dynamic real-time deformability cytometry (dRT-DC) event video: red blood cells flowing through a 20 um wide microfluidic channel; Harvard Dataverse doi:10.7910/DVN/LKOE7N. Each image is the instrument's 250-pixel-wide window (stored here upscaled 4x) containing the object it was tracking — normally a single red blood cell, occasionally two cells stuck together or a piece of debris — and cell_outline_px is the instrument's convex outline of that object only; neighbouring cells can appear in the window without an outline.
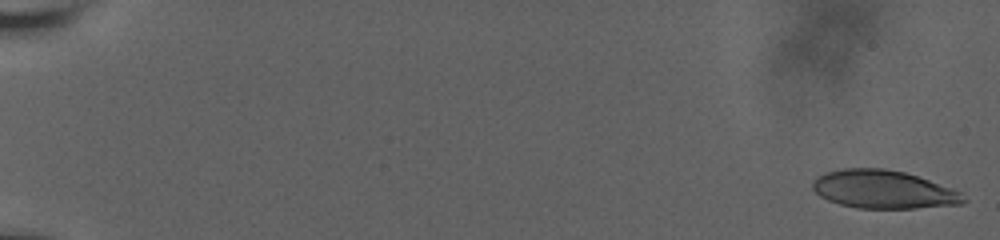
{"species": "human", "species_latin": "Homo sapiens", "temperature_condition": "room temperature", "stored_images_in_passage": 54, "camera_frame_rate_fps": 3000, "um_per_image_px": 0.085, "donor": {"sex": "male"}, "frame": {"image": 1, "passage_image": 2, "time_ms": 0.333, "image_size_px": [1000, 240], "cell_outline_px": [[968, 200], [960, 204], [916, 208], [856, 208], [840, 204], [828, 200], [820, 196], [812, 188], [812, 180], [816, 176], [828, 172], [844, 168], [884, 168], [904, 172], [928, 180], [960, 192]], "centroid_in_image_um": [75.05, 16.1], "position_along_channel_um": 10.0, "area_um2": 33.35}}
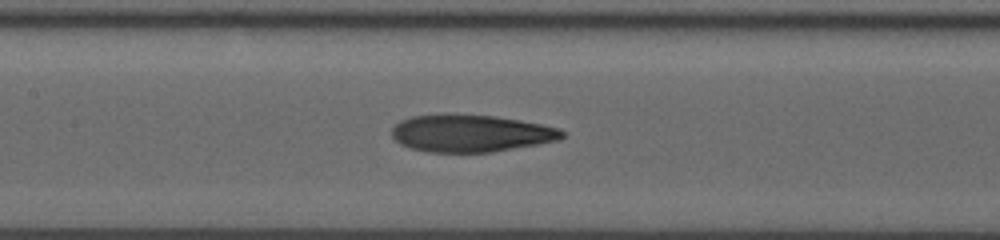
{"frame": {"image": 2, "passage_image": 32, "time_ms": 10.333, "image_size_px": [1000, 240], "cell_outline_px": [[564, 136], [560, 140], [492, 152], [424, 152], [400, 144], [392, 136], [392, 128], [400, 120], [412, 116], [492, 116], [520, 120], [560, 128], [564, 132]], "centroid_in_image_um": [40.04, 11.36], "position_along_channel_um": 167.4, "area_um2": 36.24}}
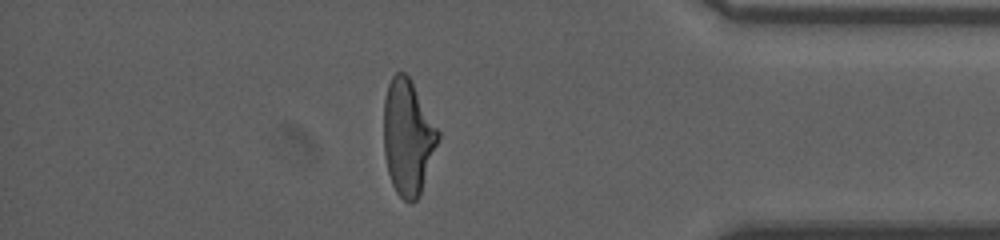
{"frame": {"image": 3, "passage_image": 53, "time_ms": 17.333, "image_size_px": [1000, 240], "cell_outline_px": [[440, 136], [420, 196], [412, 204], [404, 200], [396, 192], [392, 184], [388, 172], [384, 156], [384, 100], [388, 84], [392, 76], [396, 72], [404, 72], [408, 76], [440, 132]], "centroid_in_image_um": [34.66, 11.7], "position_along_channel_um": 400.5, "area_um2": 36.41}, "authors_computed_cell_mechanics": {"area_um2": 35.8938, "velocity_mm_per_s": 3.6838, "shape_relaxation_time_tau1_ms": 7.2926, "shape_relaxation_time_tau2_ms": 2.0491, "deformation_change_tau1": 0.26, "deformation_change_tau2": 0.1154}}